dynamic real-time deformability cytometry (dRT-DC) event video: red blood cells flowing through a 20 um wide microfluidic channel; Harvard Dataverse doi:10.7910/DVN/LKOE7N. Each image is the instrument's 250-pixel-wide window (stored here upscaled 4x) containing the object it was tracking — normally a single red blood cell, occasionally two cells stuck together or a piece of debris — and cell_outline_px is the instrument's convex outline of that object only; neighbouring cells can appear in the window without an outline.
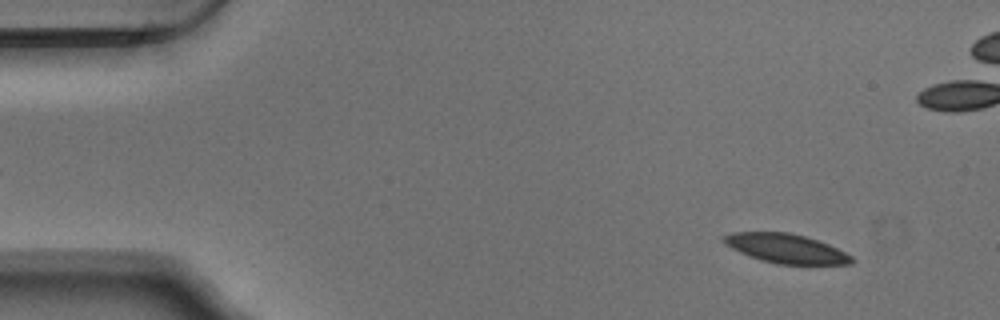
{"species": "Egyptian fruit bat (a non-hibernating species)", "species_latin": "Rousettus aegyptiacus", "temperature_condition": "warm", "stored_images_in_passage": 55, "camera_frame_rate_fps": 3000, "um_per_image_px": 0.085, "animal": {"sex": "male"}, "frame": {"image": 1, "passage_image": 5, "time_ms": 1.333, "image_size_px": [1000, 320], "cell_outline_px": [[856, 260], [852, 264], [776, 264], [760, 260], [740, 252], [724, 244], [720, 240], [720, 236], [732, 232], [788, 232], [804, 236], [828, 244], [852, 256]], "centroid_in_image_um": [66.77, 21.12], "position_along_channel_um": 18.2, "area_um2": 21.85}}
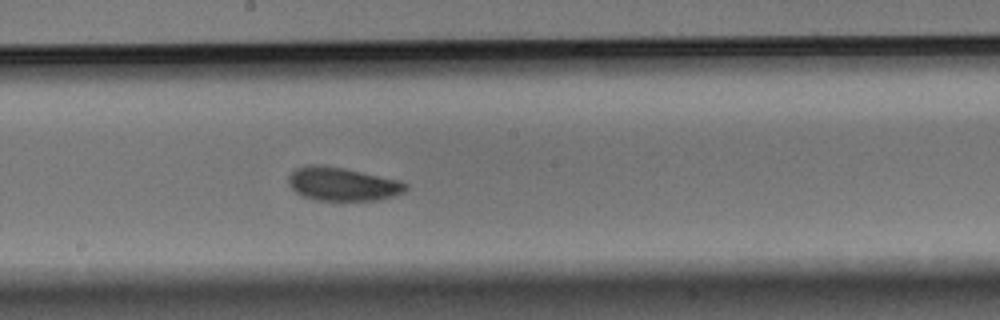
{"frame": {"image": 2, "passage_image": 29, "time_ms": 9.333, "image_size_px": [1000, 320], "cell_outline_px": [[408, 188], [404, 192], [380, 200], [316, 200], [300, 196], [288, 184], [288, 176], [296, 168], [308, 164], [324, 164], [344, 168], [400, 180], [408, 184]], "centroid_in_image_um": [29.09, 15.63], "position_along_channel_um": 219.1, "area_um2": 23.12}}
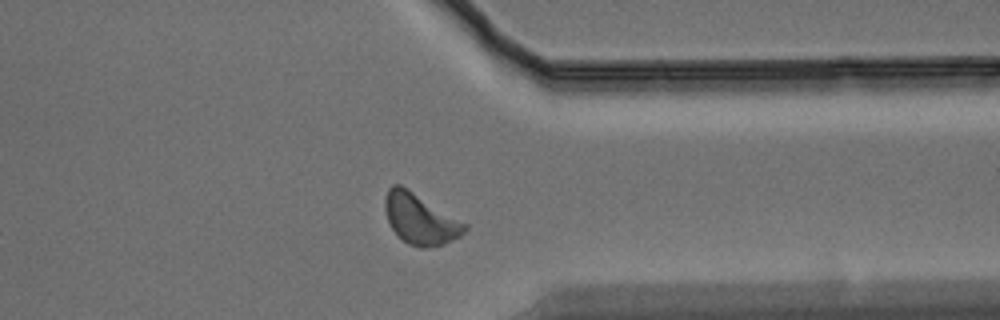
{"frame": {"image": 3, "passage_image": 42, "time_ms": 13.667, "image_size_px": [1000, 320], "cell_outline_px": [[468, 228], [460, 236], [452, 240], [440, 244], [424, 248], [420, 248], [408, 244], [392, 228], [388, 220], [384, 208], [384, 200], [388, 188], [392, 184], [400, 184], [468, 224]], "centroid_in_image_um": [35.71, 18.6], "position_along_channel_um": 375.7, "area_um2": 23.18}, "authors_computed_cell_mechanics": {"area_um2": 22.5998, "velocity_mm_per_s": 3.7041, "shape_relaxation_time_tau1_ms": 1.9704, "shape_relaxation_time_tau2_ms": 9.7167, "deformation_change_tau1": 0.0744, "deformation_change_tau2": 0.1558}}